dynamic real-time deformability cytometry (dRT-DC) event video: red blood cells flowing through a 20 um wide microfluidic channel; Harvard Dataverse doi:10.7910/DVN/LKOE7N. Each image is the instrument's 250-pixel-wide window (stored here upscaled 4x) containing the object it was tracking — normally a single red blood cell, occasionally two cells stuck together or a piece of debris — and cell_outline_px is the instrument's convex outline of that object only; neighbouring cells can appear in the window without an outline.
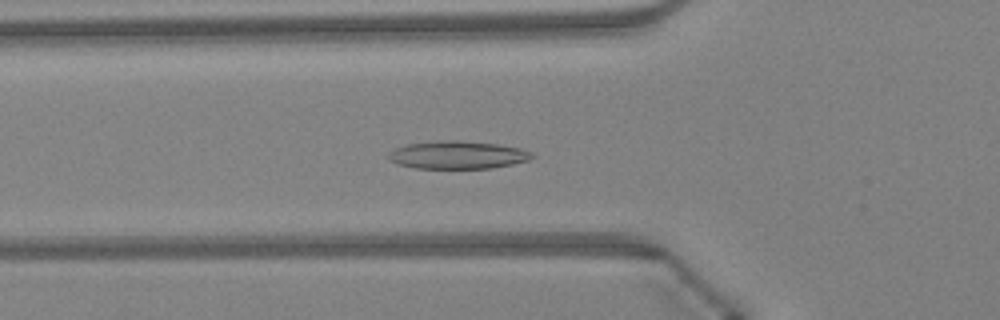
{"species": "Egyptian fruit bat (a non-hibernating species)", "species_latin": "Rousettus aegyptiacus", "temperature_condition": "warm", "stored_images_in_passage": 47, "camera_frame_rate_fps": 3000, "um_per_image_px": 0.085, "animal": {"sex": "female"}, "frame": {"image": 1, "passage_image": 17, "time_ms": 5.333, "image_size_px": [1000, 320], "cell_outline_px": [[536, 156], [528, 160], [512, 164], [492, 168], [416, 168], [396, 164], [388, 160], [388, 152], [396, 148], [408, 144], [448, 140], [456, 140], [496, 144], [520, 148], [532, 152]], "centroid_in_image_um": [38.89, 13.18], "position_along_channel_um": 86.9, "area_um2": 23.18}}
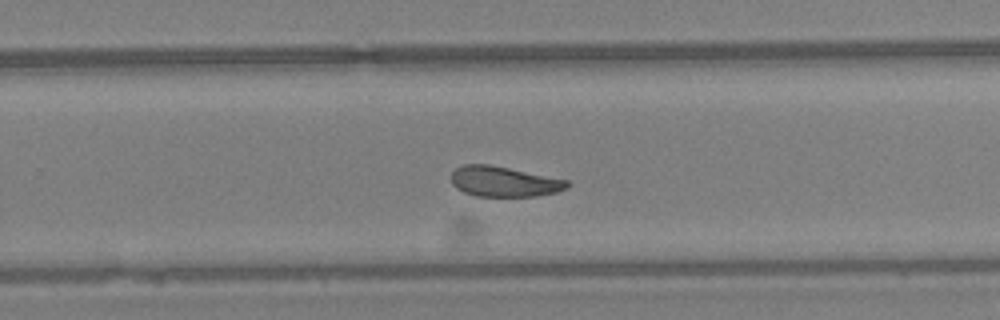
{"frame": {"image": 2, "passage_image": 31, "time_ms": 10.0, "image_size_px": [1000, 320], "cell_outline_px": [[572, 184], [568, 188], [556, 192], [536, 196], [476, 196], [464, 192], [456, 188], [452, 184], [452, 172], [456, 168], [464, 164], [488, 164], [568, 180]], "centroid_in_image_um": [42.85, 15.44], "position_along_channel_um": 287.0, "area_um2": 20.4}}
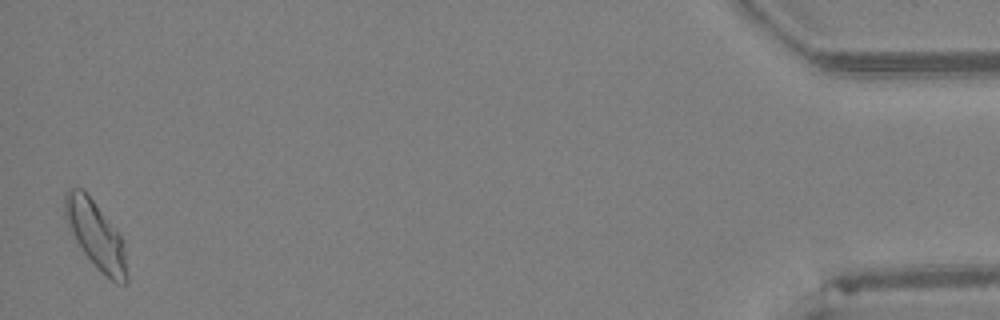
{"frame": {"image": 3, "passage_image": 47, "time_ms": 15.333, "image_size_px": [1000, 320], "cell_outline_px": [[128, 280], [124, 284], [116, 284], [100, 272], [96, 268], [84, 252], [76, 240], [64, 216], [64, 192], [68, 188], [80, 188], [92, 200], [120, 236], [124, 244], [128, 276]], "centroid_in_image_um": [8.14, 20.02], "position_along_channel_um": 427.1, "area_um2": 23.87}, "authors_computed_cell_mechanics": {"area_um2": 22.0218, "velocity_mm_per_s": 4.2961, "shape_relaxation_time_tau1_ms": 4.6349, "shape_relaxation_time_tau2_ms": 4.7059, "deformation_change_tau1": 0.1189, "deformation_change_tau2": 0.0936}}